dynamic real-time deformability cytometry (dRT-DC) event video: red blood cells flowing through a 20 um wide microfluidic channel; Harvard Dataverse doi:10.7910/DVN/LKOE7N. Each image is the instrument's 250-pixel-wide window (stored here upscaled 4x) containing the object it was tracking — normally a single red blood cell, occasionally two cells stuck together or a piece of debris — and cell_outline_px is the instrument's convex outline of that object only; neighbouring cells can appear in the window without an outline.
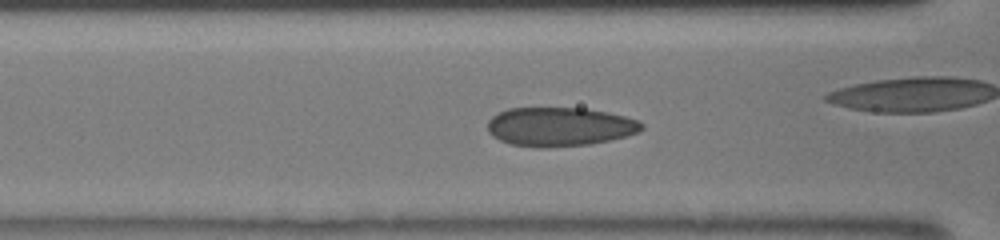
{"species": "human", "species_latin": "Homo sapiens", "temperature_condition": "room temperature", "stored_images_in_passage": 44, "camera_frame_rate_fps": 3000, "um_per_image_px": 0.085, "donor": {"sex": "male"}, "frame": {"image": 1, "passage_image": 19, "time_ms": 6.0, "image_size_px": [1000, 240], "cell_outline_px": [[644, 128], [636, 132], [624, 136], [608, 140], [588, 144], [544, 148], [536, 148], [508, 144], [492, 136], [488, 132], [488, 120], [492, 116], [508, 108], [584, 108], [608, 112], [640, 120], [644, 124]], "centroid_in_image_um": [47.54, 10.77], "position_along_channel_um": 119.1, "area_um2": 35.08}}